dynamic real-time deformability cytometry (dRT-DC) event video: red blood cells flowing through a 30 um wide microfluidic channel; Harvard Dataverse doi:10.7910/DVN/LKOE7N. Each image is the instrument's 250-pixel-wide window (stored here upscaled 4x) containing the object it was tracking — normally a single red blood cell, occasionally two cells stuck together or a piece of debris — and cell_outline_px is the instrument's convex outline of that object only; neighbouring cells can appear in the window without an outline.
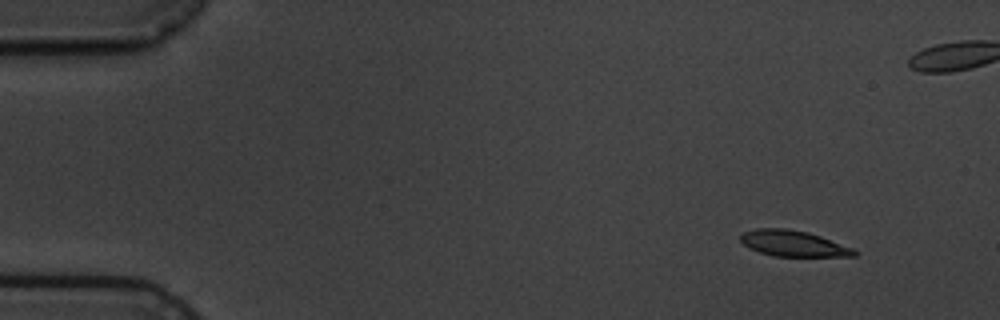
{"species": "common noctule bat (a hibernating species)", "species_latin": "Nyctalus noctula", "temperature_condition": "cold", "stored_images_in_passage": 5, "camera_frame_rate_fps": 3000, "um_per_image_px": 0.085, "animal": {"sex": "male", "body_mass_g": 19.5, "forearm_length_mm": 54.6}, "frame": {"image": 1, "passage_image": 1, "time_ms": 0.0, "image_size_px": [1000, 320], "cell_outline_px": [[860, 252], [856, 256], [776, 256], [760, 252], [748, 248], [740, 240], [740, 236], [744, 232], [756, 228], [784, 228], [808, 232], [820, 236], [852, 248]], "centroid_in_image_um": [67.42, 20.69], "position_along_channel_um": 17.6, "area_um2": 17.05}}
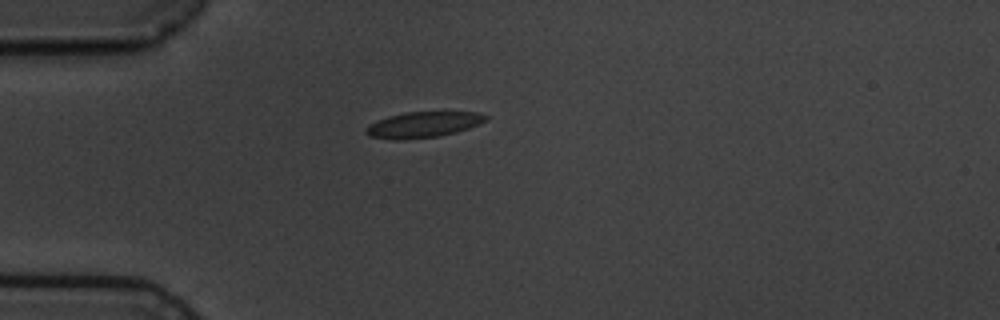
{"frame": {"image": 2, "passage_image": 5, "time_ms": 5.667, "image_size_px": [1000, 320], "cell_outline_px": [[488, 120], [468, 128], [456, 132], [440, 136], [404, 140], [392, 140], [368, 136], [364, 132], [368, 124], [376, 120], [388, 116], [404, 112], [476, 112], [488, 116]], "centroid_in_image_um": [35.92, 10.6], "position_along_channel_um": 49.1, "area_um2": 18.21}}